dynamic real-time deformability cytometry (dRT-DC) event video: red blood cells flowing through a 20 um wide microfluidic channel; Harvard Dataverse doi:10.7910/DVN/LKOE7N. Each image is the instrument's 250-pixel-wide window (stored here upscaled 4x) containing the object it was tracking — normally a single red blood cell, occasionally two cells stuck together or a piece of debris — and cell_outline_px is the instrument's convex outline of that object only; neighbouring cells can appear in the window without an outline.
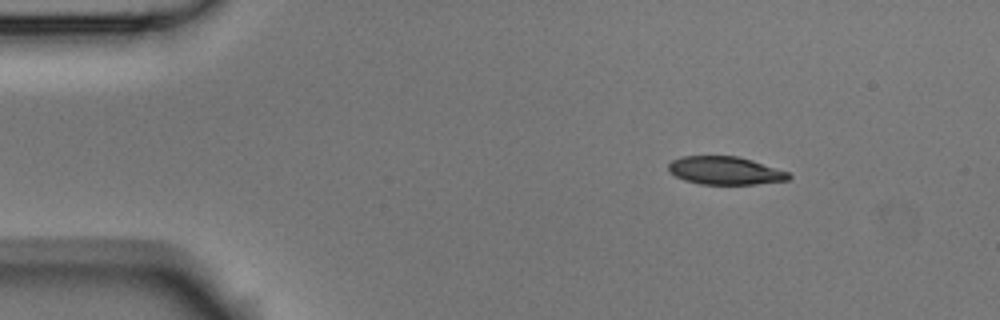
{"species": "Egyptian fruit bat (a non-hibernating species)", "species_latin": "Rousettus aegyptiacus", "temperature_condition": "room temperature", "stored_images_in_passage": 3, "camera_frame_rate_fps": 3000, "um_per_image_px": 0.085, "animal": {"sex": "male"}, "frame": {"image": 1, "passage_image": 1, "time_ms": 0.0, "image_size_px": [1000, 320], "cell_outline_px": [[792, 176], [788, 180], [756, 184], [700, 184], [684, 180], [676, 176], [668, 168], [668, 164], [672, 160], [680, 156], [740, 156], [788, 172]], "centroid_in_image_um": [61.63, 14.49], "position_along_channel_um": 23.4, "area_um2": 19.59}}